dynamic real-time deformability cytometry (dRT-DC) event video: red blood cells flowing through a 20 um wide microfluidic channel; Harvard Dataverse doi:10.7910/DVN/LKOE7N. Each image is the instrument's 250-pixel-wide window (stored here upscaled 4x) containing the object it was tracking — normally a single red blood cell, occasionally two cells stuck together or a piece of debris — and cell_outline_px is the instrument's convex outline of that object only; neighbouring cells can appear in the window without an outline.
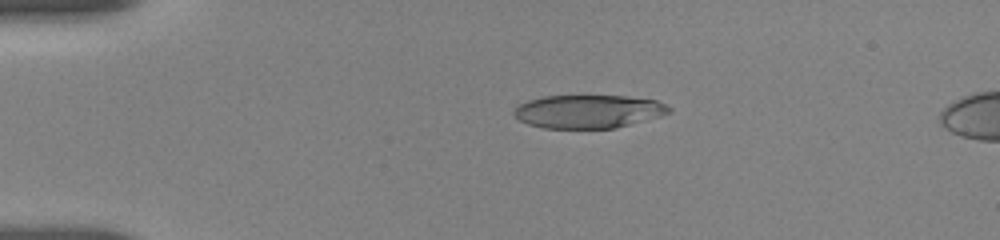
{"species": "human", "species_latin": "Homo sapiens", "temperature_condition": "room temperature", "stored_images_in_passage": 10, "camera_frame_rate_fps": 3000, "um_per_image_px": 0.085, "donor": {"sex": "female"}, "frame": {"image": 1, "passage_image": 5, "time_ms": 3.333, "image_size_px": [1000, 240], "cell_outline_px": [[672, 112], [660, 116], [616, 128], [544, 128], [528, 124], [520, 120], [512, 112], [520, 104], [528, 100], [544, 96], [628, 96], [656, 100], [672, 108]], "centroid_in_image_um": [50.03, 9.47], "position_along_channel_um": 35.0, "area_um2": 30.0}}
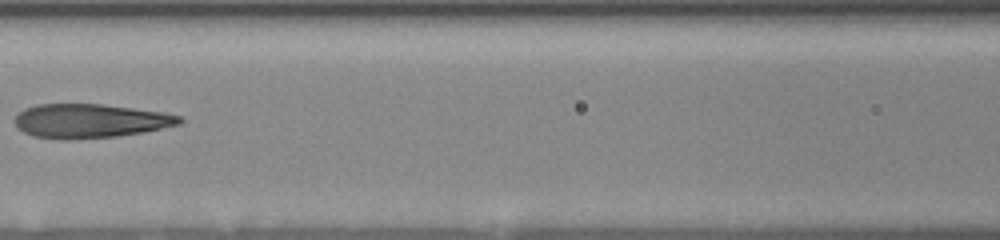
{"frame": {"image": 2, "passage_image": 9, "time_ms": 8.0, "image_size_px": [1000, 240], "cell_outline_px": [[184, 120], [180, 124], [144, 132], [116, 136], [72, 140], [60, 140], [32, 136], [16, 128], [12, 120], [24, 108], [36, 104], [100, 104], [164, 112], [180, 116]], "centroid_in_image_um": [7.61, 10.29], "position_along_channel_um": 159.0, "area_um2": 33.0}}
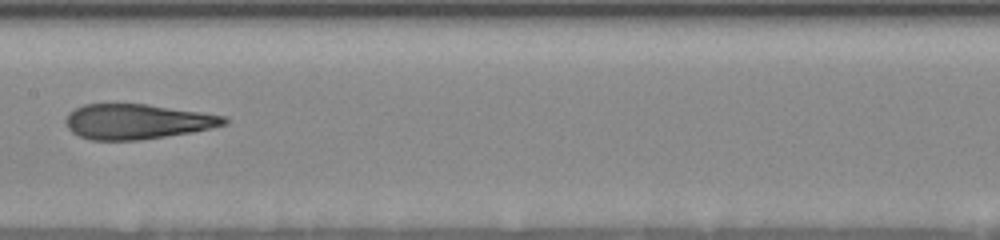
{"frame": {"image": 3, "passage_image": 10, "time_ms": 9.0, "image_size_px": [1000, 240], "cell_outline_px": [[228, 124], [212, 128], [192, 132], [140, 140], [92, 140], [80, 136], [72, 132], [68, 128], [64, 120], [68, 112], [84, 104], [144, 104], [228, 116]], "centroid_in_image_um": [11.66, 10.33], "position_along_channel_um": 195.7, "area_um2": 32.37}}